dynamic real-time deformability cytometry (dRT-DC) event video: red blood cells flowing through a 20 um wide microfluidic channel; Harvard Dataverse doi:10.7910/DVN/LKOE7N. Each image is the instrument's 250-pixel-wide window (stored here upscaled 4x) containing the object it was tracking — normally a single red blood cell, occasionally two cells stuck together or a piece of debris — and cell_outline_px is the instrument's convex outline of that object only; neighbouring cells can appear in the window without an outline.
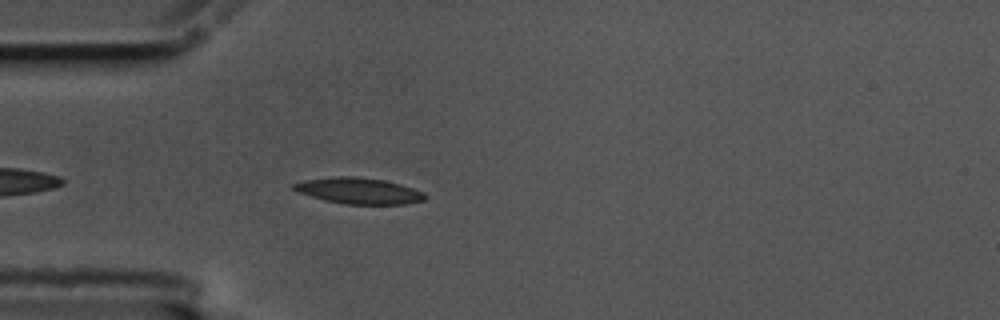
{"species": "common noctule bat (a hibernating species)", "species_latin": "Nyctalus noctula", "temperature_condition": "cold", "stored_images_in_passage": 45, "camera_frame_rate_fps": 3000, "um_per_image_px": 0.085, "animal": {"sex": "male", "body_mass_g": 17.5, "forearm_length_mm": 52.3}, "frame": {"image": 1, "passage_image": 4, "time_ms": 1.0, "image_size_px": [1000, 320], "cell_outline_px": [[428, 196], [424, 200], [404, 204], [344, 204], [324, 200], [300, 192], [292, 188], [292, 184], [304, 180], [336, 176], [356, 176], [384, 180], [400, 184], [424, 192]], "centroid_in_image_um": [30.52, 16.21], "position_along_channel_um": 54.5, "area_um2": 19.88}}
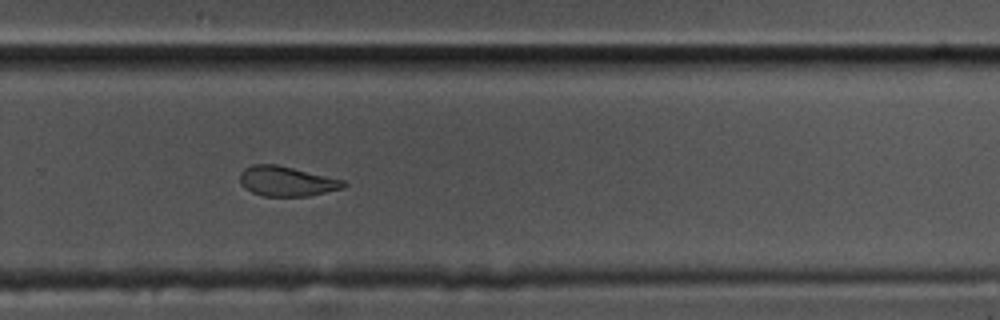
{"frame": {"image": 2, "passage_image": 26, "time_ms": 8.333, "image_size_px": [1000, 320], "cell_outline_px": [[348, 184], [344, 188], [308, 196], [264, 196], [252, 192], [244, 188], [240, 184], [240, 172], [244, 168], [252, 164], [276, 164], [344, 180]], "centroid_in_image_um": [24.35, 15.4], "position_along_channel_um": 305.5, "area_um2": 18.09}}
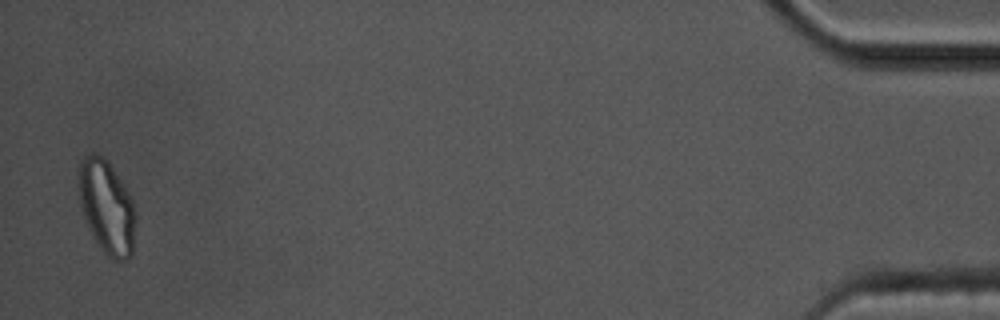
{"frame": {"image": 3, "passage_image": 44, "time_ms": 14.333, "image_size_px": [1000, 320], "cell_outline_px": [[136, 216], [132, 256], [128, 260], [116, 260], [108, 256], [104, 252], [88, 228], [80, 204], [80, 160], [84, 156], [92, 152], [96, 152], [104, 156], [108, 160], [128, 192], [136, 208]], "centroid_in_image_um": [9.1, 17.59], "position_along_channel_um": 426.1, "area_um2": 30.98}, "authors_computed_cell_mechanics": {"area_um2": 19.4208, "velocity_mm_per_s": 3.5052, "shape_relaxation_time_tau1_ms": 7.3186, "shape_relaxation_time_tau2_ms": 6.223, "deformation_change_tau1": 0.2051, "deformation_change_tau2": 0.1345}}